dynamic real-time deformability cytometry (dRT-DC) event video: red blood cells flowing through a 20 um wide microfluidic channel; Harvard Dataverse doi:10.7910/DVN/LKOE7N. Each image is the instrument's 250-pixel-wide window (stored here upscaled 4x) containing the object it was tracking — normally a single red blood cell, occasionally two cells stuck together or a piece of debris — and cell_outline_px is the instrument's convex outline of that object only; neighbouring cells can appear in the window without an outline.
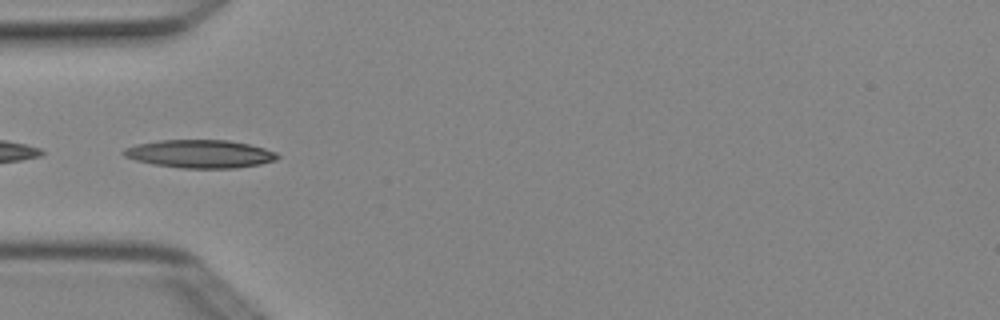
{"species": "Egyptian fruit bat (a non-hibernating species)", "species_latin": "Rousettus aegyptiacus", "temperature_condition": "cold", "stored_images_in_passage": 5, "camera_frame_rate_fps": 3000, "um_per_image_px": 0.085, "animal": {"sex": "female"}, "frame": {"image": 1, "passage_image": 5, "time_ms": 1.333, "image_size_px": [1000, 320], "cell_outline_px": [[280, 156], [276, 160], [260, 164], [236, 168], [180, 168], [152, 164], [136, 160], [124, 156], [120, 152], [124, 148], [136, 144], [160, 140], [228, 140], [248, 144], [264, 148], [276, 152]], "centroid_in_image_um": [16.98, 13.08], "position_along_channel_um": 68.0, "area_um2": 25.26}}